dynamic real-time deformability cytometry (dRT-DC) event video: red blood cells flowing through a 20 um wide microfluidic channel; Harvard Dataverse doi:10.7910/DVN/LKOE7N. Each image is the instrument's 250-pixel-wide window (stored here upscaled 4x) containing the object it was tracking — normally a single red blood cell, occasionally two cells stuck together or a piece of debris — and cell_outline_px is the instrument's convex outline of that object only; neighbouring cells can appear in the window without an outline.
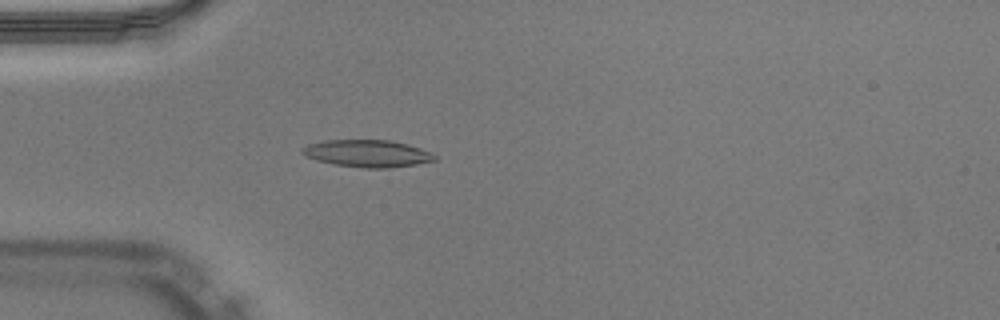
{"species": "Egyptian fruit bat (a non-hibernating species)", "species_latin": "Rousettus aegyptiacus", "temperature_condition": "warm", "stored_images_in_passage": 31, "camera_frame_rate_fps": 3000, "um_per_image_px": 0.085, "animal": {"sex": "male"}, "frame": {"image": 1, "passage_image": 9, "time_ms": 2.667, "image_size_px": [1000, 320], "cell_outline_px": [[436, 160], [416, 164], [388, 168], [360, 168], [336, 164], [316, 160], [300, 152], [300, 148], [308, 144], [324, 140], [388, 140], [408, 144], [432, 152], [436, 156]], "centroid_in_image_um": [31.23, 13.04], "position_along_channel_um": 53.8, "area_um2": 20.98}}